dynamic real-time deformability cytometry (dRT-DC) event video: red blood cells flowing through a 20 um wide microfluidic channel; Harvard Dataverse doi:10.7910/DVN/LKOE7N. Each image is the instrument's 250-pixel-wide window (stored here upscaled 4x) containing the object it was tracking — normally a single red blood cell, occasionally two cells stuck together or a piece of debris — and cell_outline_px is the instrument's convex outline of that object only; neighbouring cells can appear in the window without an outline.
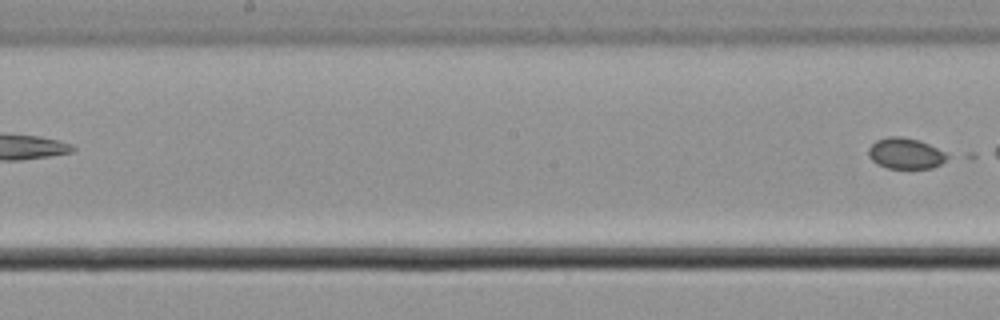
{"species": "common noctule bat (a hibernating species)", "species_latin": "Nyctalus noctula", "temperature_condition": "cold", "stored_images_in_passage": 8, "segment_of_instrument_passage": [2, 2], "camera_frame_rate_fps": 3000, "um_per_image_px": 0.085, "animal": {"sex": "male", "body_mass_g": 21.5, "forearm_length_mm": 52.0}, "frame": {"image": 1, "passage_image": 8, "time_ms": 2.333, "image_size_px": [1000, 320], "cell_outline_px": [[952, 156], [940, 164], [932, 168], [888, 168], [876, 164], [868, 156], [868, 148], [876, 140], [888, 136], [900, 136], [920, 140]], "centroid_in_image_um": [76.96, 13.04], "position_along_channel_um": 171.2, "area_um2": 14.28}}